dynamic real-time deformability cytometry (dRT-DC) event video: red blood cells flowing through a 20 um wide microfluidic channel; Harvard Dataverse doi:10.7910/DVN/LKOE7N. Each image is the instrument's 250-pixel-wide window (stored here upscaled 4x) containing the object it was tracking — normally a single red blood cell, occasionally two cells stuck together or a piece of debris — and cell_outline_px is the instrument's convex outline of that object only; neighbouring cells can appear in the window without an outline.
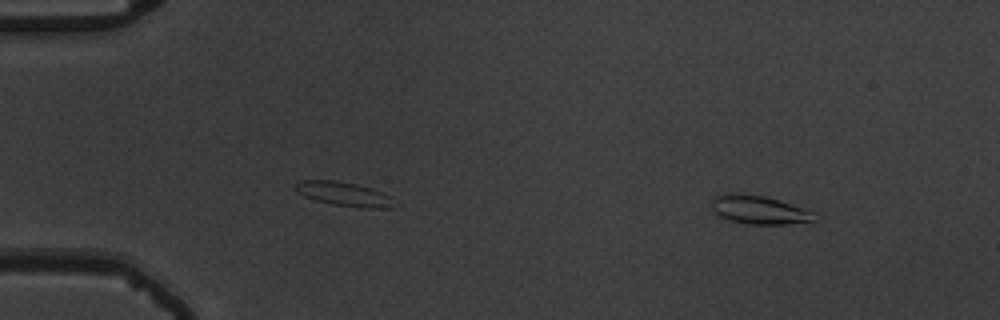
{"species": "common noctule bat (a hibernating species)", "species_latin": "Nyctalus noctula", "temperature_condition": "warm", "stored_images_in_passage": 50, "camera_frame_rate_fps": 3000, "um_per_image_px": 0.085, "animal": {"sex": "male", "body_mass_g": 19.5, "forearm_length_mm": 54.6}, "frame": {"image": 1, "passage_image": 1, "time_ms": 0.0, "image_size_px": [1000, 320], "cell_outline_px": [[816, 220], [784, 224], [748, 224], [732, 220], [720, 216], [712, 208], [712, 200], [716, 196], [732, 192], [764, 196], [812, 212]], "centroid_in_image_um": [64.46, 17.83], "position_along_channel_um": 20.5, "area_um2": 16.42}}
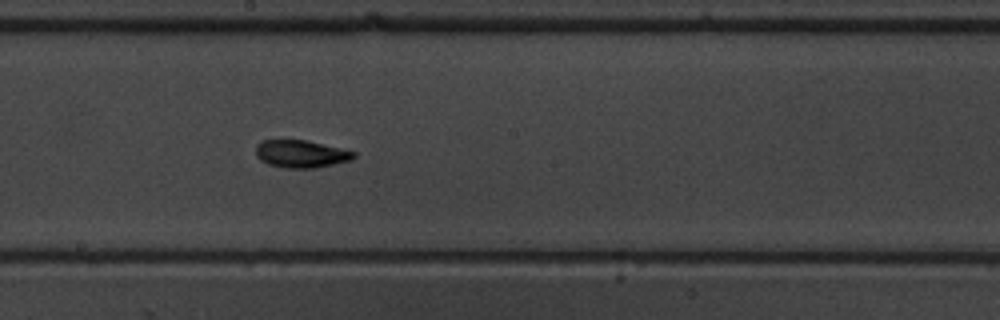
{"frame": {"image": 2, "passage_image": 26, "time_ms": 8.333, "image_size_px": [1000, 320], "cell_outline_px": [[356, 156], [352, 160], [316, 168], [288, 168], [268, 164], [260, 160], [256, 156], [256, 144], [260, 140], [304, 140], [340, 148], [356, 152]], "centroid_in_image_um": [25.57, 13.08], "position_along_channel_um": 222.6, "area_um2": 15.72}}
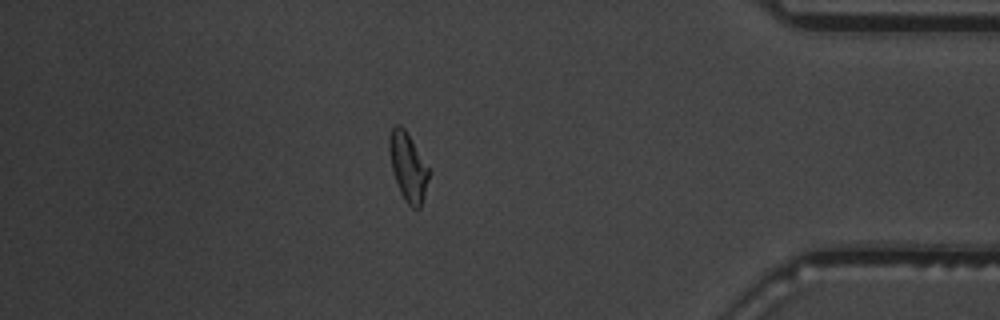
{"frame": {"image": 3, "passage_image": 43, "time_ms": 14.0, "image_size_px": [1000, 320], "cell_outline_px": [[432, 172], [420, 208], [412, 208], [404, 200], [400, 192], [392, 172], [388, 148], [388, 140], [392, 128], [396, 124], [400, 124], [404, 128]], "centroid_in_image_um": [34.69, 14.2], "position_along_channel_um": 400.5, "area_um2": 16.01}}